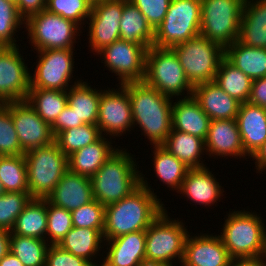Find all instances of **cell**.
<instances>
[{
    "instance_id": "obj_1",
    "label": "cell",
    "mask_w": 266,
    "mask_h": 266,
    "mask_svg": "<svg viewBox=\"0 0 266 266\" xmlns=\"http://www.w3.org/2000/svg\"><path fill=\"white\" fill-rule=\"evenodd\" d=\"M141 172V185L122 200L105 206L103 239L145 231L165 210V205ZM149 183V184H148Z\"/></svg>"
},
{
    "instance_id": "obj_2",
    "label": "cell",
    "mask_w": 266,
    "mask_h": 266,
    "mask_svg": "<svg viewBox=\"0 0 266 266\" xmlns=\"http://www.w3.org/2000/svg\"><path fill=\"white\" fill-rule=\"evenodd\" d=\"M124 85L131 102L133 129L137 125L150 145H163L172 129L174 100L144 81L126 82Z\"/></svg>"
},
{
    "instance_id": "obj_3",
    "label": "cell",
    "mask_w": 266,
    "mask_h": 266,
    "mask_svg": "<svg viewBox=\"0 0 266 266\" xmlns=\"http://www.w3.org/2000/svg\"><path fill=\"white\" fill-rule=\"evenodd\" d=\"M133 156L127 149L118 148L90 178L94 199L107 206L122 200L141 185V170Z\"/></svg>"
},
{
    "instance_id": "obj_4",
    "label": "cell",
    "mask_w": 266,
    "mask_h": 266,
    "mask_svg": "<svg viewBox=\"0 0 266 266\" xmlns=\"http://www.w3.org/2000/svg\"><path fill=\"white\" fill-rule=\"evenodd\" d=\"M259 215L245 208L229 211L219 236L233 259L266 257V226Z\"/></svg>"
},
{
    "instance_id": "obj_5",
    "label": "cell",
    "mask_w": 266,
    "mask_h": 266,
    "mask_svg": "<svg viewBox=\"0 0 266 266\" xmlns=\"http://www.w3.org/2000/svg\"><path fill=\"white\" fill-rule=\"evenodd\" d=\"M143 81L172 99L181 98L182 95L188 97L193 93L194 86L187 80L185 71L171 48L151 46L147 49Z\"/></svg>"
},
{
    "instance_id": "obj_6",
    "label": "cell",
    "mask_w": 266,
    "mask_h": 266,
    "mask_svg": "<svg viewBox=\"0 0 266 266\" xmlns=\"http://www.w3.org/2000/svg\"><path fill=\"white\" fill-rule=\"evenodd\" d=\"M29 194L32 198L47 199L68 170V157L55 142L24 154Z\"/></svg>"
},
{
    "instance_id": "obj_7",
    "label": "cell",
    "mask_w": 266,
    "mask_h": 266,
    "mask_svg": "<svg viewBox=\"0 0 266 266\" xmlns=\"http://www.w3.org/2000/svg\"><path fill=\"white\" fill-rule=\"evenodd\" d=\"M176 219L168 216L167 209L165 208L145 230L146 261L173 264L178 260L179 264L182 263L185 241L189 232L183 221H180V218Z\"/></svg>"
},
{
    "instance_id": "obj_8",
    "label": "cell",
    "mask_w": 266,
    "mask_h": 266,
    "mask_svg": "<svg viewBox=\"0 0 266 266\" xmlns=\"http://www.w3.org/2000/svg\"><path fill=\"white\" fill-rule=\"evenodd\" d=\"M193 85L212 82L225 58V48L208 38L198 35L171 48Z\"/></svg>"
},
{
    "instance_id": "obj_9",
    "label": "cell",
    "mask_w": 266,
    "mask_h": 266,
    "mask_svg": "<svg viewBox=\"0 0 266 266\" xmlns=\"http://www.w3.org/2000/svg\"><path fill=\"white\" fill-rule=\"evenodd\" d=\"M201 0H171L167 14L154 30L153 46L172 48L200 35Z\"/></svg>"
},
{
    "instance_id": "obj_10",
    "label": "cell",
    "mask_w": 266,
    "mask_h": 266,
    "mask_svg": "<svg viewBox=\"0 0 266 266\" xmlns=\"http://www.w3.org/2000/svg\"><path fill=\"white\" fill-rule=\"evenodd\" d=\"M29 44L35 51L49 49H75L74 44L82 33L73 21L43 10L25 20Z\"/></svg>"
},
{
    "instance_id": "obj_11",
    "label": "cell",
    "mask_w": 266,
    "mask_h": 266,
    "mask_svg": "<svg viewBox=\"0 0 266 266\" xmlns=\"http://www.w3.org/2000/svg\"><path fill=\"white\" fill-rule=\"evenodd\" d=\"M245 0H201L200 35L222 47L239 36Z\"/></svg>"
},
{
    "instance_id": "obj_12",
    "label": "cell",
    "mask_w": 266,
    "mask_h": 266,
    "mask_svg": "<svg viewBox=\"0 0 266 266\" xmlns=\"http://www.w3.org/2000/svg\"><path fill=\"white\" fill-rule=\"evenodd\" d=\"M74 49H49L36 51V68L30 75V89H51L68 91L82 81L72 82L74 71ZM72 85H69L71 84Z\"/></svg>"
},
{
    "instance_id": "obj_13",
    "label": "cell",
    "mask_w": 266,
    "mask_h": 266,
    "mask_svg": "<svg viewBox=\"0 0 266 266\" xmlns=\"http://www.w3.org/2000/svg\"><path fill=\"white\" fill-rule=\"evenodd\" d=\"M147 47L119 39L104 47L96 55L105 67L118 76V84L143 81L145 76ZM104 61V62H103Z\"/></svg>"
},
{
    "instance_id": "obj_14",
    "label": "cell",
    "mask_w": 266,
    "mask_h": 266,
    "mask_svg": "<svg viewBox=\"0 0 266 266\" xmlns=\"http://www.w3.org/2000/svg\"><path fill=\"white\" fill-rule=\"evenodd\" d=\"M96 125L99 127L100 134L110 139L130 132L131 128L133 130L132 107L124 84L117 85L116 89H101Z\"/></svg>"
},
{
    "instance_id": "obj_15",
    "label": "cell",
    "mask_w": 266,
    "mask_h": 266,
    "mask_svg": "<svg viewBox=\"0 0 266 266\" xmlns=\"http://www.w3.org/2000/svg\"><path fill=\"white\" fill-rule=\"evenodd\" d=\"M123 7L124 0H101L92 4L91 14L87 19V36L88 47L91 46L89 51L94 55L120 39Z\"/></svg>"
},
{
    "instance_id": "obj_16",
    "label": "cell",
    "mask_w": 266,
    "mask_h": 266,
    "mask_svg": "<svg viewBox=\"0 0 266 266\" xmlns=\"http://www.w3.org/2000/svg\"><path fill=\"white\" fill-rule=\"evenodd\" d=\"M20 47H5L0 52V104L23 101L30 90V69Z\"/></svg>"
},
{
    "instance_id": "obj_17",
    "label": "cell",
    "mask_w": 266,
    "mask_h": 266,
    "mask_svg": "<svg viewBox=\"0 0 266 266\" xmlns=\"http://www.w3.org/2000/svg\"><path fill=\"white\" fill-rule=\"evenodd\" d=\"M10 113L24 153L51 145L54 142L51 126L36 113L26 100L10 101Z\"/></svg>"
},
{
    "instance_id": "obj_18",
    "label": "cell",
    "mask_w": 266,
    "mask_h": 266,
    "mask_svg": "<svg viewBox=\"0 0 266 266\" xmlns=\"http://www.w3.org/2000/svg\"><path fill=\"white\" fill-rule=\"evenodd\" d=\"M188 234L185 241L181 266H230L233 258L229 255L219 234Z\"/></svg>"
},
{
    "instance_id": "obj_19",
    "label": "cell",
    "mask_w": 266,
    "mask_h": 266,
    "mask_svg": "<svg viewBox=\"0 0 266 266\" xmlns=\"http://www.w3.org/2000/svg\"><path fill=\"white\" fill-rule=\"evenodd\" d=\"M205 150L206 155L214 159L218 156L226 159L229 157L248 159L236 119L212 120L205 139Z\"/></svg>"
},
{
    "instance_id": "obj_20",
    "label": "cell",
    "mask_w": 266,
    "mask_h": 266,
    "mask_svg": "<svg viewBox=\"0 0 266 266\" xmlns=\"http://www.w3.org/2000/svg\"><path fill=\"white\" fill-rule=\"evenodd\" d=\"M205 166L201 168H189L185 179L177 192L187 197L195 205H204L210 208L224 196V188L217 181L214 173Z\"/></svg>"
},
{
    "instance_id": "obj_21",
    "label": "cell",
    "mask_w": 266,
    "mask_h": 266,
    "mask_svg": "<svg viewBox=\"0 0 266 266\" xmlns=\"http://www.w3.org/2000/svg\"><path fill=\"white\" fill-rule=\"evenodd\" d=\"M106 243V244H105ZM146 232L136 231L105 240L101 266H141L145 257ZM108 251V252H107Z\"/></svg>"
},
{
    "instance_id": "obj_22",
    "label": "cell",
    "mask_w": 266,
    "mask_h": 266,
    "mask_svg": "<svg viewBox=\"0 0 266 266\" xmlns=\"http://www.w3.org/2000/svg\"><path fill=\"white\" fill-rule=\"evenodd\" d=\"M93 199L90 178L73 173L69 169L47 198L51 204L70 212L89 203Z\"/></svg>"
},
{
    "instance_id": "obj_23",
    "label": "cell",
    "mask_w": 266,
    "mask_h": 266,
    "mask_svg": "<svg viewBox=\"0 0 266 266\" xmlns=\"http://www.w3.org/2000/svg\"><path fill=\"white\" fill-rule=\"evenodd\" d=\"M236 120L245 154L251 158L266 141V108L241 103Z\"/></svg>"
},
{
    "instance_id": "obj_24",
    "label": "cell",
    "mask_w": 266,
    "mask_h": 266,
    "mask_svg": "<svg viewBox=\"0 0 266 266\" xmlns=\"http://www.w3.org/2000/svg\"><path fill=\"white\" fill-rule=\"evenodd\" d=\"M192 95L211 121L236 119L241 103L222 90L214 81L195 85Z\"/></svg>"
},
{
    "instance_id": "obj_25",
    "label": "cell",
    "mask_w": 266,
    "mask_h": 266,
    "mask_svg": "<svg viewBox=\"0 0 266 266\" xmlns=\"http://www.w3.org/2000/svg\"><path fill=\"white\" fill-rule=\"evenodd\" d=\"M179 99V100H178ZM211 119L193 95L176 98L172 103V129L199 137L205 141Z\"/></svg>"
},
{
    "instance_id": "obj_26",
    "label": "cell",
    "mask_w": 266,
    "mask_h": 266,
    "mask_svg": "<svg viewBox=\"0 0 266 266\" xmlns=\"http://www.w3.org/2000/svg\"><path fill=\"white\" fill-rule=\"evenodd\" d=\"M105 137L101 136L94 143L70 155L68 157V169L73 173L91 178L120 147H116V144L115 146L111 145L115 141Z\"/></svg>"
},
{
    "instance_id": "obj_27",
    "label": "cell",
    "mask_w": 266,
    "mask_h": 266,
    "mask_svg": "<svg viewBox=\"0 0 266 266\" xmlns=\"http://www.w3.org/2000/svg\"><path fill=\"white\" fill-rule=\"evenodd\" d=\"M237 41L266 48V0H245Z\"/></svg>"
},
{
    "instance_id": "obj_28",
    "label": "cell",
    "mask_w": 266,
    "mask_h": 266,
    "mask_svg": "<svg viewBox=\"0 0 266 266\" xmlns=\"http://www.w3.org/2000/svg\"><path fill=\"white\" fill-rule=\"evenodd\" d=\"M103 243V234L99 230L72 227L58 245L63 250L89 261L93 266H101L102 262L94 258L97 255L103 257V253L99 254L105 248Z\"/></svg>"
},
{
    "instance_id": "obj_29",
    "label": "cell",
    "mask_w": 266,
    "mask_h": 266,
    "mask_svg": "<svg viewBox=\"0 0 266 266\" xmlns=\"http://www.w3.org/2000/svg\"><path fill=\"white\" fill-rule=\"evenodd\" d=\"M89 84L82 80L67 91V105L77 116V127L84 123L96 124L98 120L101 90Z\"/></svg>"
},
{
    "instance_id": "obj_30",
    "label": "cell",
    "mask_w": 266,
    "mask_h": 266,
    "mask_svg": "<svg viewBox=\"0 0 266 266\" xmlns=\"http://www.w3.org/2000/svg\"><path fill=\"white\" fill-rule=\"evenodd\" d=\"M162 146L188 168L207 166L203 163L205 160L202 158L206 153L205 141L199 137L171 129Z\"/></svg>"
},
{
    "instance_id": "obj_31",
    "label": "cell",
    "mask_w": 266,
    "mask_h": 266,
    "mask_svg": "<svg viewBox=\"0 0 266 266\" xmlns=\"http://www.w3.org/2000/svg\"><path fill=\"white\" fill-rule=\"evenodd\" d=\"M225 58L252 80L266 76V48L245 46L236 40L225 48Z\"/></svg>"
},
{
    "instance_id": "obj_32",
    "label": "cell",
    "mask_w": 266,
    "mask_h": 266,
    "mask_svg": "<svg viewBox=\"0 0 266 266\" xmlns=\"http://www.w3.org/2000/svg\"><path fill=\"white\" fill-rule=\"evenodd\" d=\"M120 39L144 45L148 49L154 42V29L141 11L129 0H124L120 20Z\"/></svg>"
},
{
    "instance_id": "obj_33",
    "label": "cell",
    "mask_w": 266,
    "mask_h": 266,
    "mask_svg": "<svg viewBox=\"0 0 266 266\" xmlns=\"http://www.w3.org/2000/svg\"><path fill=\"white\" fill-rule=\"evenodd\" d=\"M47 199L32 198L16 218L10 231L13 235L35 237L46 240Z\"/></svg>"
},
{
    "instance_id": "obj_34",
    "label": "cell",
    "mask_w": 266,
    "mask_h": 266,
    "mask_svg": "<svg viewBox=\"0 0 266 266\" xmlns=\"http://www.w3.org/2000/svg\"><path fill=\"white\" fill-rule=\"evenodd\" d=\"M153 171L157 179L167 188L179 191L189 168L162 145L153 146Z\"/></svg>"
},
{
    "instance_id": "obj_35",
    "label": "cell",
    "mask_w": 266,
    "mask_h": 266,
    "mask_svg": "<svg viewBox=\"0 0 266 266\" xmlns=\"http://www.w3.org/2000/svg\"><path fill=\"white\" fill-rule=\"evenodd\" d=\"M253 80L224 58L214 78L216 83L240 103L248 101Z\"/></svg>"
},
{
    "instance_id": "obj_36",
    "label": "cell",
    "mask_w": 266,
    "mask_h": 266,
    "mask_svg": "<svg viewBox=\"0 0 266 266\" xmlns=\"http://www.w3.org/2000/svg\"><path fill=\"white\" fill-rule=\"evenodd\" d=\"M50 126L67 106V91L30 89L25 99Z\"/></svg>"
},
{
    "instance_id": "obj_37",
    "label": "cell",
    "mask_w": 266,
    "mask_h": 266,
    "mask_svg": "<svg viewBox=\"0 0 266 266\" xmlns=\"http://www.w3.org/2000/svg\"><path fill=\"white\" fill-rule=\"evenodd\" d=\"M49 245L46 240L40 238L13 234L10 236V252L24 266H45L46 252Z\"/></svg>"
},
{
    "instance_id": "obj_38",
    "label": "cell",
    "mask_w": 266,
    "mask_h": 266,
    "mask_svg": "<svg viewBox=\"0 0 266 266\" xmlns=\"http://www.w3.org/2000/svg\"><path fill=\"white\" fill-rule=\"evenodd\" d=\"M0 180L5 192H29L24 155L0 156Z\"/></svg>"
},
{
    "instance_id": "obj_39",
    "label": "cell",
    "mask_w": 266,
    "mask_h": 266,
    "mask_svg": "<svg viewBox=\"0 0 266 266\" xmlns=\"http://www.w3.org/2000/svg\"><path fill=\"white\" fill-rule=\"evenodd\" d=\"M102 135L96 124H82L76 128H69L59 132L54 142L60 150L69 157L79 149L97 141Z\"/></svg>"
},
{
    "instance_id": "obj_40",
    "label": "cell",
    "mask_w": 266,
    "mask_h": 266,
    "mask_svg": "<svg viewBox=\"0 0 266 266\" xmlns=\"http://www.w3.org/2000/svg\"><path fill=\"white\" fill-rule=\"evenodd\" d=\"M24 24L25 20L19 15L16 3L0 0V42L6 47H18L16 32L18 33Z\"/></svg>"
},
{
    "instance_id": "obj_41",
    "label": "cell",
    "mask_w": 266,
    "mask_h": 266,
    "mask_svg": "<svg viewBox=\"0 0 266 266\" xmlns=\"http://www.w3.org/2000/svg\"><path fill=\"white\" fill-rule=\"evenodd\" d=\"M92 3L88 0H47L46 10L73 21L81 29L91 14ZM87 18V19H86ZM86 22V23H85Z\"/></svg>"
},
{
    "instance_id": "obj_42",
    "label": "cell",
    "mask_w": 266,
    "mask_h": 266,
    "mask_svg": "<svg viewBox=\"0 0 266 266\" xmlns=\"http://www.w3.org/2000/svg\"><path fill=\"white\" fill-rule=\"evenodd\" d=\"M72 227L71 212L47 200L46 241L50 245H58Z\"/></svg>"
},
{
    "instance_id": "obj_43",
    "label": "cell",
    "mask_w": 266,
    "mask_h": 266,
    "mask_svg": "<svg viewBox=\"0 0 266 266\" xmlns=\"http://www.w3.org/2000/svg\"><path fill=\"white\" fill-rule=\"evenodd\" d=\"M24 154L10 113V101L0 104V156Z\"/></svg>"
},
{
    "instance_id": "obj_44",
    "label": "cell",
    "mask_w": 266,
    "mask_h": 266,
    "mask_svg": "<svg viewBox=\"0 0 266 266\" xmlns=\"http://www.w3.org/2000/svg\"><path fill=\"white\" fill-rule=\"evenodd\" d=\"M32 197L29 192H5L0 196V228L11 231L16 218Z\"/></svg>"
},
{
    "instance_id": "obj_45",
    "label": "cell",
    "mask_w": 266,
    "mask_h": 266,
    "mask_svg": "<svg viewBox=\"0 0 266 266\" xmlns=\"http://www.w3.org/2000/svg\"><path fill=\"white\" fill-rule=\"evenodd\" d=\"M73 227L97 229L103 234L105 206L93 199L71 212Z\"/></svg>"
},
{
    "instance_id": "obj_46",
    "label": "cell",
    "mask_w": 266,
    "mask_h": 266,
    "mask_svg": "<svg viewBox=\"0 0 266 266\" xmlns=\"http://www.w3.org/2000/svg\"><path fill=\"white\" fill-rule=\"evenodd\" d=\"M145 16L155 30L165 18L171 0H129Z\"/></svg>"
},
{
    "instance_id": "obj_47",
    "label": "cell",
    "mask_w": 266,
    "mask_h": 266,
    "mask_svg": "<svg viewBox=\"0 0 266 266\" xmlns=\"http://www.w3.org/2000/svg\"><path fill=\"white\" fill-rule=\"evenodd\" d=\"M45 266H93L84 258L63 250L59 245H49Z\"/></svg>"
},
{
    "instance_id": "obj_48",
    "label": "cell",
    "mask_w": 266,
    "mask_h": 266,
    "mask_svg": "<svg viewBox=\"0 0 266 266\" xmlns=\"http://www.w3.org/2000/svg\"><path fill=\"white\" fill-rule=\"evenodd\" d=\"M77 127V116L67 105L51 125L54 137L61 131Z\"/></svg>"
},
{
    "instance_id": "obj_49",
    "label": "cell",
    "mask_w": 266,
    "mask_h": 266,
    "mask_svg": "<svg viewBox=\"0 0 266 266\" xmlns=\"http://www.w3.org/2000/svg\"><path fill=\"white\" fill-rule=\"evenodd\" d=\"M47 0H16L19 15L26 20L29 16L46 10Z\"/></svg>"
},
{
    "instance_id": "obj_50",
    "label": "cell",
    "mask_w": 266,
    "mask_h": 266,
    "mask_svg": "<svg viewBox=\"0 0 266 266\" xmlns=\"http://www.w3.org/2000/svg\"><path fill=\"white\" fill-rule=\"evenodd\" d=\"M247 102L266 108V76L253 80Z\"/></svg>"
},
{
    "instance_id": "obj_51",
    "label": "cell",
    "mask_w": 266,
    "mask_h": 266,
    "mask_svg": "<svg viewBox=\"0 0 266 266\" xmlns=\"http://www.w3.org/2000/svg\"><path fill=\"white\" fill-rule=\"evenodd\" d=\"M255 164L256 173L263 174L266 170V141L261 145V147L256 151V153L251 157ZM261 171V172H260Z\"/></svg>"
},
{
    "instance_id": "obj_52",
    "label": "cell",
    "mask_w": 266,
    "mask_h": 266,
    "mask_svg": "<svg viewBox=\"0 0 266 266\" xmlns=\"http://www.w3.org/2000/svg\"><path fill=\"white\" fill-rule=\"evenodd\" d=\"M230 266H266V257L233 259Z\"/></svg>"
},
{
    "instance_id": "obj_53",
    "label": "cell",
    "mask_w": 266,
    "mask_h": 266,
    "mask_svg": "<svg viewBox=\"0 0 266 266\" xmlns=\"http://www.w3.org/2000/svg\"><path fill=\"white\" fill-rule=\"evenodd\" d=\"M11 232L0 228V260L10 252Z\"/></svg>"
},
{
    "instance_id": "obj_54",
    "label": "cell",
    "mask_w": 266,
    "mask_h": 266,
    "mask_svg": "<svg viewBox=\"0 0 266 266\" xmlns=\"http://www.w3.org/2000/svg\"><path fill=\"white\" fill-rule=\"evenodd\" d=\"M0 266H24V264L11 252L0 260Z\"/></svg>"
},
{
    "instance_id": "obj_55",
    "label": "cell",
    "mask_w": 266,
    "mask_h": 266,
    "mask_svg": "<svg viewBox=\"0 0 266 266\" xmlns=\"http://www.w3.org/2000/svg\"><path fill=\"white\" fill-rule=\"evenodd\" d=\"M141 266H175V264H170L166 262H148L144 261Z\"/></svg>"
},
{
    "instance_id": "obj_56",
    "label": "cell",
    "mask_w": 266,
    "mask_h": 266,
    "mask_svg": "<svg viewBox=\"0 0 266 266\" xmlns=\"http://www.w3.org/2000/svg\"><path fill=\"white\" fill-rule=\"evenodd\" d=\"M5 193V189L3 187V184L1 183V180H0V196Z\"/></svg>"
},
{
    "instance_id": "obj_57",
    "label": "cell",
    "mask_w": 266,
    "mask_h": 266,
    "mask_svg": "<svg viewBox=\"0 0 266 266\" xmlns=\"http://www.w3.org/2000/svg\"><path fill=\"white\" fill-rule=\"evenodd\" d=\"M6 46L3 45L1 42H0V52L5 48Z\"/></svg>"
},
{
    "instance_id": "obj_58",
    "label": "cell",
    "mask_w": 266,
    "mask_h": 266,
    "mask_svg": "<svg viewBox=\"0 0 266 266\" xmlns=\"http://www.w3.org/2000/svg\"><path fill=\"white\" fill-rule=\"evenodd\" d=\"M88 1L91 2V3L93 4V3L99 2V1H101V0H88Z\"/></svg>"
}]
</instances>
